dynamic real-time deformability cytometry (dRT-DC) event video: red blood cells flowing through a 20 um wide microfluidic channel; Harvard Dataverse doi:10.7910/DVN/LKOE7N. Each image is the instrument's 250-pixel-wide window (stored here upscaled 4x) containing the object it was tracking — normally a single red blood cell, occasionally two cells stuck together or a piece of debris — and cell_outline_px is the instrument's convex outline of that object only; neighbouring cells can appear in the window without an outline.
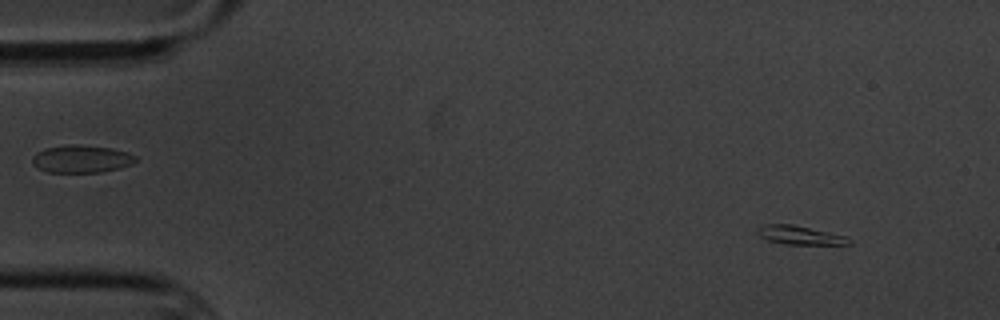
{"species": "common noctule bat (a hibernating species)", "species_latin": "Nyctalus noctula", "temperature_condition": "cold", "stored_images_in_passage": 14, "camera_frame_rate_fps": 3000, "um_per_image_px": 0.085, "animal": {"sex": "male", "body_mass_g": 20.1, "forearm_length_mm": 53.5}, "frame": {"image": 1, "passage_image": 1, "time_ms": 0.0, "image_size_px": [1000, 320], "cell_outline_px": [[852, 244], [784, 244], [768, 240], [760, 236], [756, 232], [756, 228], [764, 224], [792, 224], [848, 236], [852, 240]], "centroid_in_image_um": [68.0, 19.98], "position_along_channel_um": 17.0, "area_um2": 10.06}}
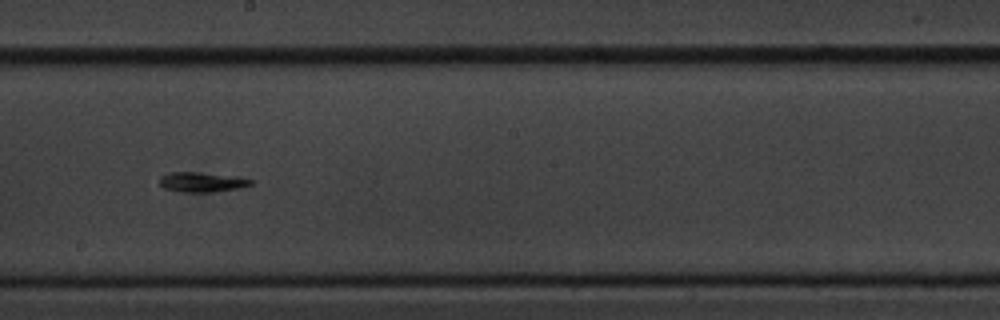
{"frame": {"image": 2, "passage_image": 8, "time_ms": 9.0, "image_size_px": [1000, 320], "cell_outline_px": [[252, 184], [236, 188], [216, 192], [184, 192], [164, 188], [160, 184], [160, 176], [172, 172], [192, 172], [240, 176], [252, 180]], "centroid_in_image_um": [17.17, 15.47], "position_along_channel_um": 231.0, "area_um2": 10.46}}
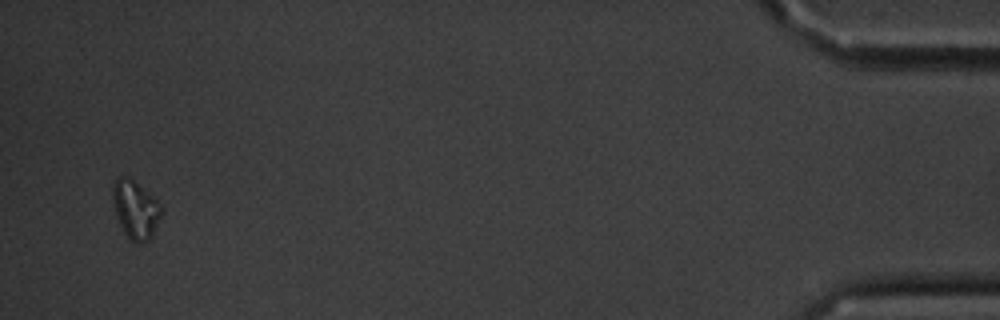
{"frame": {"image": 3, "passage_image": 14, "time_ms": 17.0, "image_size_px": [1000, 320], "cell_outline_px": [[164, 208], [152, 236], [148, 240], [140, 244], [136, 244], [124, 232], [116, 216], [112, 200], [112, 184], [120, 176], [124, 176], [132, 180], [148, 192]], "centroid_in_image_um": [11.51, 17.82], "position_along_channel_um": 423.7, "area_um2": 16.36}, "authors_computed_cell_mechanics": {"area_um2": 10.1439, "velocity_mm_per_s": 3.4253, "shape_relaxation_time_tau1_ms": 5.203, "shape_relaxation_time_tau2_ms": null, "deformation_change_tau1": 0.1413, "deformation_change_tau2": null}}